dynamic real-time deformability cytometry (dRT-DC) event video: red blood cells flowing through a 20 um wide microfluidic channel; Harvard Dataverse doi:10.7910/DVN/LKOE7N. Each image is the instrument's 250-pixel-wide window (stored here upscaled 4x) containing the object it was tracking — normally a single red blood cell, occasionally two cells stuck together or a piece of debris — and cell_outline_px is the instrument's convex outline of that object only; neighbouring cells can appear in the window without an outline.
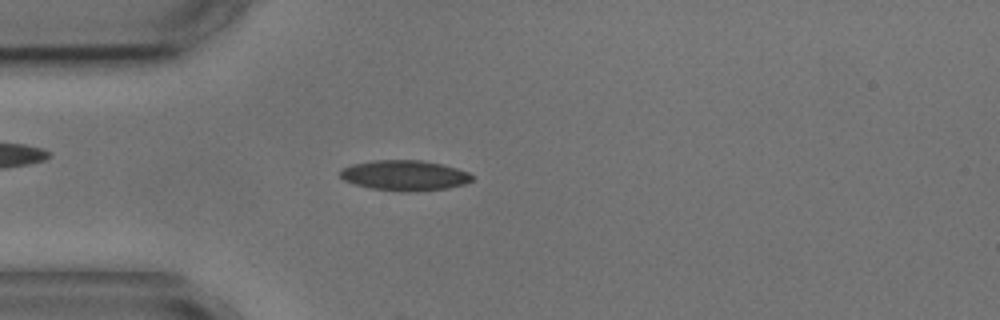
{"species": "common noctule bat (a hibernating species)", "species_latin": "Nyctalus noctula", "temperature_condition": "cold", "stored_images_in_passage": 4, "camera_frame_rate_fps": 3000, "um_per_image_px": 0.085, "animal": {"sex": "male", "body_mass_g": 17.9, "forearm_length_mm": 54.2}, "frame": {"image": 1, "passage_image": 3, "time_ms": 2.667, "image_size_px": [1000, 320], "cell_outline_px": [[472, 180], [464, 184], [448, 188], [416, 192], [400, 192], [372, 188], [356, 184], [344, 180], [340, 176], [340, 172], [344, 168], [352, 164], [372, 160], [420, 160], [440, 164], [456, 168], [468, 172], [472, 176]], "centroid_in_image_um": [34.4, 14.92], "position_along_channel_um": 50.6, "area_um2": 23.24}}